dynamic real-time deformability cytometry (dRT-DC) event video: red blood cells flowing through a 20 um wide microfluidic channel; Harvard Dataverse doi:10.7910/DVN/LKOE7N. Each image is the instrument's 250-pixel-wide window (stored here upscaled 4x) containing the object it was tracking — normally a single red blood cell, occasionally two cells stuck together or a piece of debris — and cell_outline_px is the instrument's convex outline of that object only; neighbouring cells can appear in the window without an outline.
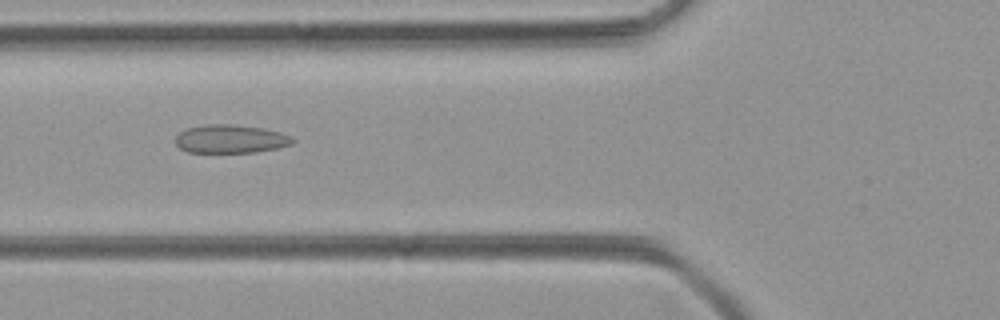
{"species": "common noctule bat (a hibernating species)", "species_latin": "Nyctalus noctula", "temperature_condition": "room temperature", "stored_images_in_passage": 41, "camera_frame_rate_fps": 3000, "um_per_image_px": 0.085, "animal": {"sex": "female", "body_mass_g": 21.9}, "frame": {"image": 1, "passage_image": 15, "time_ms": 4.667, "image_size_px": [1000, 320], "cell_outline_px": [[296, 140], [292, 144], [276, 148], [256, 152], [188, 152], [180, 148], [176, 144], [176, 136], [180, 132], [188, 128], [208, 124], [232, 124], [264, 128], [280, 132], [292, 136]], "centroid_in_image_um": [19.63, 11.8], "position_along_channel_um": 106.2, "area_um2": 19.36}}
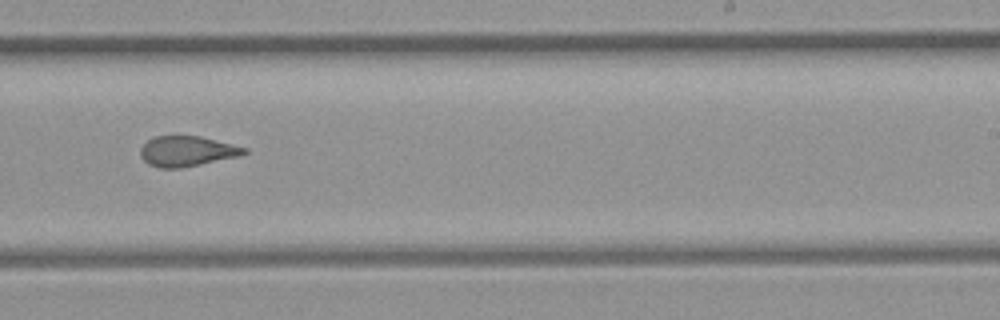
{"frame": {"image": 2, "passage_image": 27, "time_ms": 8.667, "image_size_px": [1000, 320], "cell_outline_px": [[248, 152], [240, 156], [180, 168], [160, 168], [148, 164], [140, 156], [140, 148], [152, 136], [200, 136], [248, 148]], "centroid_in_image_um": [15.88, 12.85], "position_along_channel_um": 273.1, "area_um2": 18.32}}
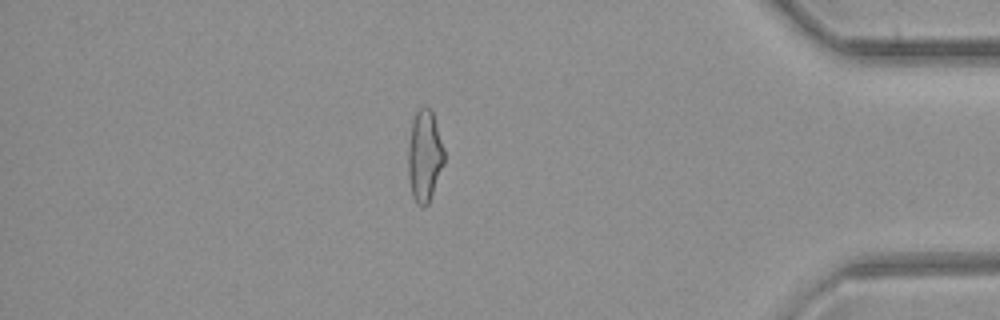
{"frame": {"image": 3, "passage_image": 39, "time_ms": 12.667, "image_size_px": [1000, 320], "cell_outline_px": [[444, 164], [428, 204], [424, 208], [420, 208], [416, 204], [412, 196], [408, 176], [408, 144], [412, 120], [416, 112], [420, 108], [432, 108], [444, 148]], "centroid_in_image_um": [36.08, 13.28], "position_along_channel_um": 399.1, "area_um2": 19.54}}